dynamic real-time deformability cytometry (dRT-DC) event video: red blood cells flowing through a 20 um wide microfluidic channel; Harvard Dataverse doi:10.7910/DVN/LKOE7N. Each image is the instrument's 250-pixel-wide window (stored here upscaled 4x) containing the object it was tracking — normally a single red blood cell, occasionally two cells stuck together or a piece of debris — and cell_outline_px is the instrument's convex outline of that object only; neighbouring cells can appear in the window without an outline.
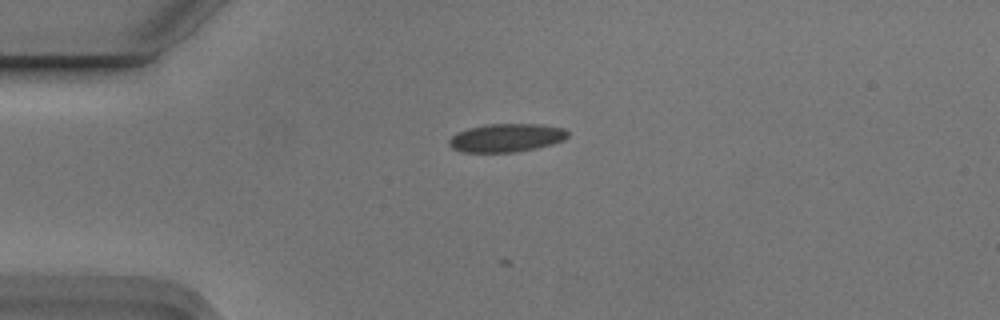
{"species": "Egyptian fruit bat (a non-hibernating species)", "species_latin": "Rousettus aegyptiacus", "temperature_condition": "cold", "stored_images_in_passage": 2, "camera_frame_rate_fps": 3000, "um_per_image_px": 0.085, "animal": {"sex": "male"}, "frame": {"image": 1, "passage_image": 1, "time_ms": 0.0, "image_size_px": [1000, 320], "cell_outline_px": [[568, 136], [564, 140], [552, 144], [536, 148], [516, 152], [464, 152], [452, 148], [448, 144], [448, 140], [452, 136], [468, 128], [488, 124], [540, 124], [564, 128], [568, 132]], "centroid_in_image_um": [43.06, 11.71], "position_along_channel_um": 41.9, "area_um2": 19.54}}